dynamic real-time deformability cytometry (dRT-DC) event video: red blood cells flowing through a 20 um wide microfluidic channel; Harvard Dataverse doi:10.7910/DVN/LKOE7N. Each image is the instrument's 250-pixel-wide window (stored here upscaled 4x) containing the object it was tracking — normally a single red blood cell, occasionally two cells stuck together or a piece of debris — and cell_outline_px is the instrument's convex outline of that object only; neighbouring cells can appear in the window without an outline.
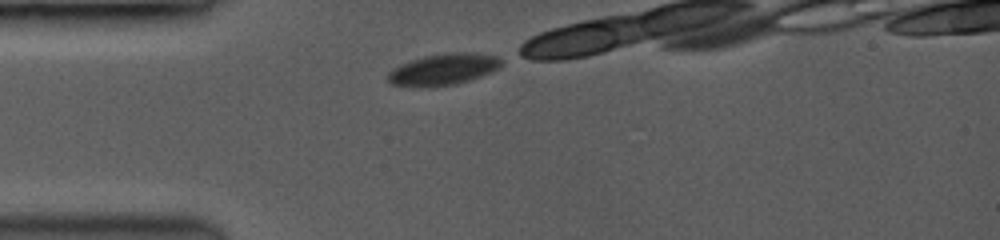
{"species": "common noctule bat (a hibernating species)", "species_latin": "Nyctalus noctula", "temperature_condition": "room temperature", "stored_images_in_passage": 8, "camera_frame_rate_fps": 3500, "um_per_image_px": 0.085, "animal": {"sex": "female", "body_mass_g": 19.0, "forearm_length_mm": 53.3}, "frame": {"image": 1, "passage_image": 1, "time_ms": 0.0, "image_size_px": [1000, 240], "cell_outline_px": [[500, 64], [496, 68], [488, 72], [468, 80], [452, 84], [392, 84], [388, 80], [388, 72], [412, 60], [424, 56], [464, 52], [496, 56], [500, 60]], "centroid_in_image_um": [37.7, 5.85], "position_along_channel_um": 47.3, "area_um2": 18.96}}
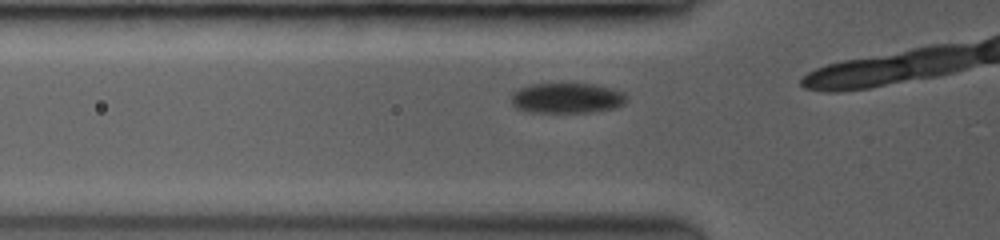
{"frame": {"image": 2, "passage_image": 5, "time_ms": 1.143, "image_size_px": [1000, 240], "cell_outline_px": [[624, 104], [612, 108], [588, 112], [532, 112], [516, 108], [512, 104], [512, 96], [520, 88], [532, 84], [588, 84], [608, 88], [620, 92], [624, 96]], "centroid_in_image_um": [48.12, 8.35], "position_along_channel_um": 77.7, "area_um2": 19.65}}